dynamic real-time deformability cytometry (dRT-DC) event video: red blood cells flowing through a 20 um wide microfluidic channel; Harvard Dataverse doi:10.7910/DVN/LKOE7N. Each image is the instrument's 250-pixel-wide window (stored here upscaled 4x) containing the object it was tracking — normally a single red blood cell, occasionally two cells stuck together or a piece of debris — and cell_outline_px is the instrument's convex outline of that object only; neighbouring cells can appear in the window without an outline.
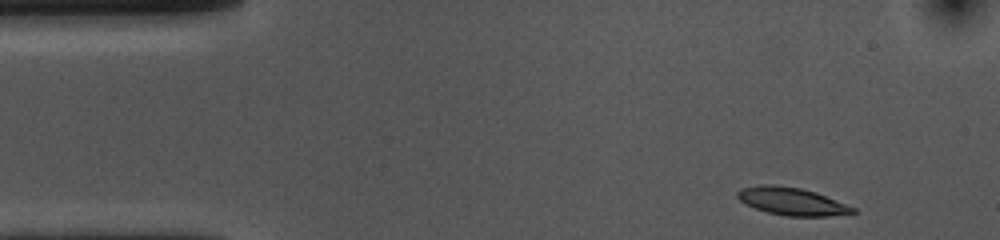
{"species": "common noctule bat (a hibernating species)", "species_latin": "Nyctalus noctula", "temperature_condition": "cold", "stored_images_in_passage": 47, "camera_frame_rate_fps": 3000, "um_per_image_px": 0.085, "animal": {"sex": "female", "body_mass_g": 10.0, "forearm_length_mm": 53.1}, "frame": {"image": 1, "passage_image": 1, "time_ms": 0.0, "image_size_px": [1000, 240], "cell_outline_px": [[856, 212], [828, 216], [788, 216], [768, 212], [756, 208], [740, 200], [736, 196], [736, 192], [740, 188], [760, 184], [776, 184], [800, 188], [816, 192], [856, 208]], "centroid_in_image_um": [67.28, 17.09], "position_along_channel_um": 17.7, "area_um2": 18.5}}
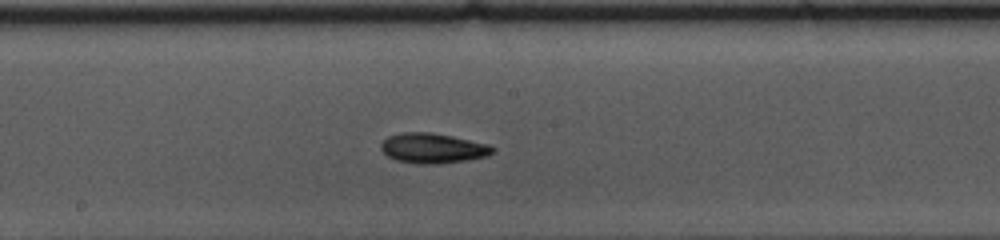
{"frame": {"image": 2, "passage_image": 23, "time_ms": 7.333, "image_size_px": [1000, 240], "cell_outline_px": [[496, 152], [488, 156], [468, 160], [440, 164], [420, 164], [396, 160], [388, 156], [380, 148], [380, 144], [388, 136], [404, 132], [428, 132], [452, 136], [488, 144], [496, 148]], "centroid_in_image_um": [36.83, 12.6], "position_along_channel_um": 211.4, "area_um2": 19.65}}
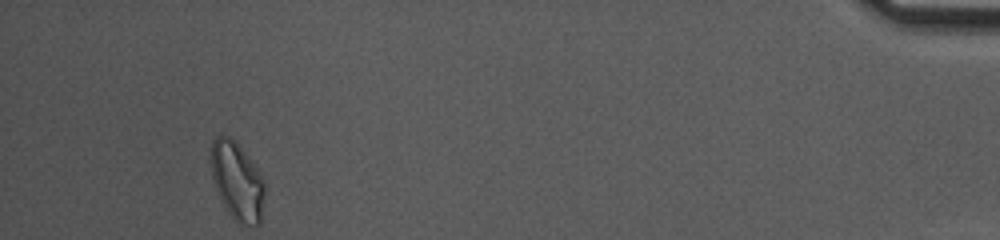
{"frame": {"image": 3, "passage_image": 46, "time_ms": 15.0, "image_size_px": [1000, 240], "cell_outline_px": [[264, 192], [260, 224], [240, 224], [224, 208], [220, 200], [212, 180], [208, 160], [208, 148], [212, 140], [216, 136], [228, 136], [248, 156], [264, 180]], "centroid_in_image_um": [20.08, 15.36], "position_along_channel_um": 415.1, "area_um2": 24.68}, "authors_computed_cell_mechanics": {"area_um2": 18.785, "velocity_mm_per_s": 3.6339, "shape_relaxation_time_tau1_ms": 3.4488, "shape_relaxation_time_tau2_ms": 6.7595, "deformation_change_tau1": 0.116, "deformation_change_tau2": 0.1298}}